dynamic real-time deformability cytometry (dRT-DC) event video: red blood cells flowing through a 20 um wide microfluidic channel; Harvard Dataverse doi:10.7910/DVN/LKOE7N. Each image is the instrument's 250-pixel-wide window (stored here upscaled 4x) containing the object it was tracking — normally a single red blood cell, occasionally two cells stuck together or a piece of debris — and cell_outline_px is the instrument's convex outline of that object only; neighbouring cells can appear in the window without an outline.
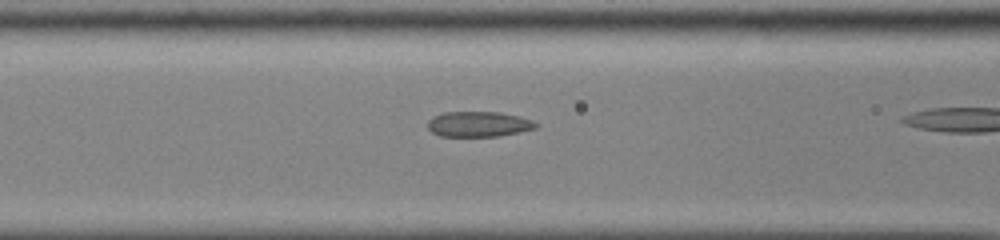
{"species": "common noctule bat (a hibernating species)", "species_latin": "Nyctalus noctula", "temperature_condition": "cold", "stored_images_in_passage": 41, "segment_of_instrument_passage": [1, 2], "camera_frame_rate_fps": 3000, "um_per_image_px": 0.085, "animal": {"sex": "male", "body_mass_g": 13.0, "forearm_length_mm": 53.1}, "frame": {"image": 1, "passage_image": 21, "time_ms": 6.667, "image_size_px": [1000, 240], "cell_outline_px": [[540, 124], [536, 128], [520, 132], [500, 136], [440, 136], [432, 132], [428, 128], [428, 120], [432, 116], [444, 112], [500, 112], [520, 116], [532, 120]], "centroid_in_image_um": [40.7, 10.55], "position_along_channel_um": 125.9, "area_um2": 16.13}}
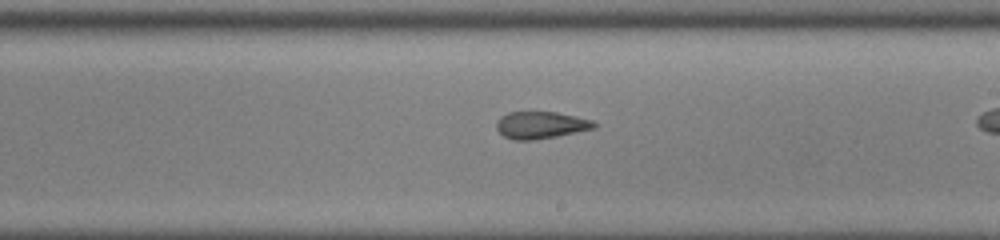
{"frame": {"image": 2, "passage_image": 30, "time_ms": 9.667, "image_size_px": [1000, 240], "cell_outline_px": [[600, 124], [596, 128], [556, 136], [532, 140], [512, 140], [504, 136], [496, 128], [496, 120], [500, 116], [508, 112], [556, 112], [576, 116], [592, 120]], "centroid_in_image_um": [45.97, 10.62], "position_along_channel_um": 243.0, "area_um2": 15.55}}
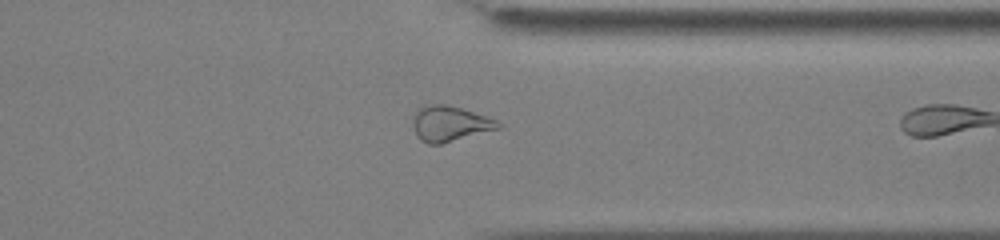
{"frame": {"image": 3, "passage_image": 40, "time_ms": 13.0, "image_size_px": [1000, 240], "cell_outline_px": [[504, 124], [500, 128], [440, 144], [428, 144], [420, 140], [416, 136], [412, 124], [416, 112], [420, 108], [432, 104], [448, 104], [496, 120]], "centroid_in_image_um": [38.22, 10.52], "position_along_channel_um": 373.2, "area_um2": 17.34}}